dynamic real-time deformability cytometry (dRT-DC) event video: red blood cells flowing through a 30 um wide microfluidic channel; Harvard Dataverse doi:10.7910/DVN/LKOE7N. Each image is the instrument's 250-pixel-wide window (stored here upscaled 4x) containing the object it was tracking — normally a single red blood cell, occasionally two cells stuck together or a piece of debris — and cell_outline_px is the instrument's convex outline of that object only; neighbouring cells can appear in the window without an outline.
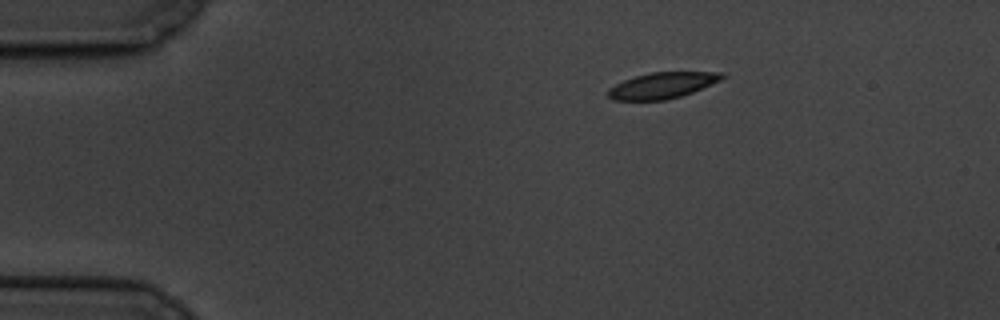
{"species": "common noctule bat (a hibernating species)", "species_latin": "Nyctalus noctula", "temperature_condition": "cold", "stored_images_in_passage": 10, "camera_frame_rate_fps": 3000, "um_per_image_px": 0.085, "animal": {"sex": "male", "body_mass_g": 19.5, "forearm_length_mm": 54.6}, "frame": {"image": 1, "passage_image": 1, "time_ms": 0.0, "image_size_px": [1000, 320], "cell_outline_px": [[728, 76], [720, 80], [692, 92], [680, 96], [664, 100], [612, 100], [608, 96], [608, 88], [624, 80], [636, 76], [652, 72], [724, 72]], "centroid_in_image_um": [56.3, 7.25], "position_along_channel_um": 28.7, "area_um2": 17.17}}
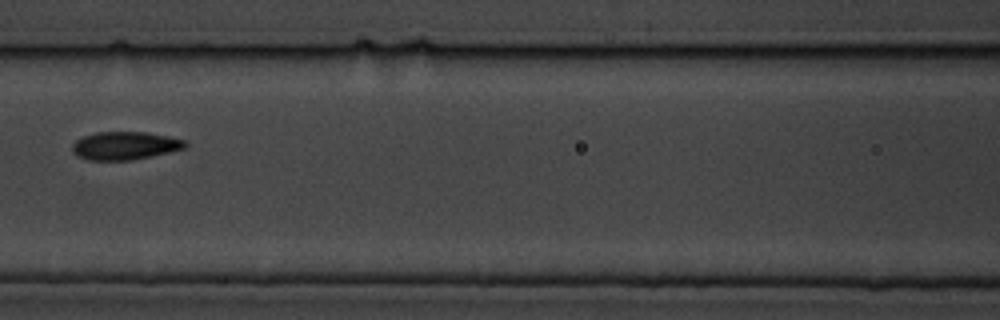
{"frame": {"image": 2, "passage_image": 6, "time_ms": 5.667, "image_size_px": [1000, 320], "cell_outline_px": [[188, 148], [152, 156], [132, 160], [88, 160], [76, 156], [72, 152], [72, 144], [76, 140], [84, 136], [96, 132], [144, 132], [188, 140]], "centroid_in_image_um": [10.64, 12.39], "position_along_channel_um": 156.0, "area_um2": 18.67}}
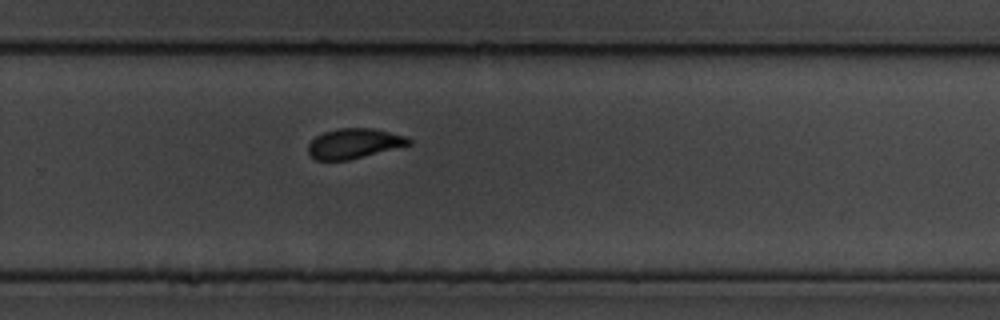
{"frame": {"image": 3, "passage_image": 10, "time_ms": 10.0, "image_size_px": [1000, 320], "cell_outline_px": [[412, 144], [348, 160], [316, 160], [308, 152], [308, 144], [316, 136], [324, 132], [340, 128], [372, 128], [408, 136], [412, 140]], "centroid_in_image_um": [30.12, 12.19], "position_along_channel_um": 299.7, "area_um2": 17.51}}